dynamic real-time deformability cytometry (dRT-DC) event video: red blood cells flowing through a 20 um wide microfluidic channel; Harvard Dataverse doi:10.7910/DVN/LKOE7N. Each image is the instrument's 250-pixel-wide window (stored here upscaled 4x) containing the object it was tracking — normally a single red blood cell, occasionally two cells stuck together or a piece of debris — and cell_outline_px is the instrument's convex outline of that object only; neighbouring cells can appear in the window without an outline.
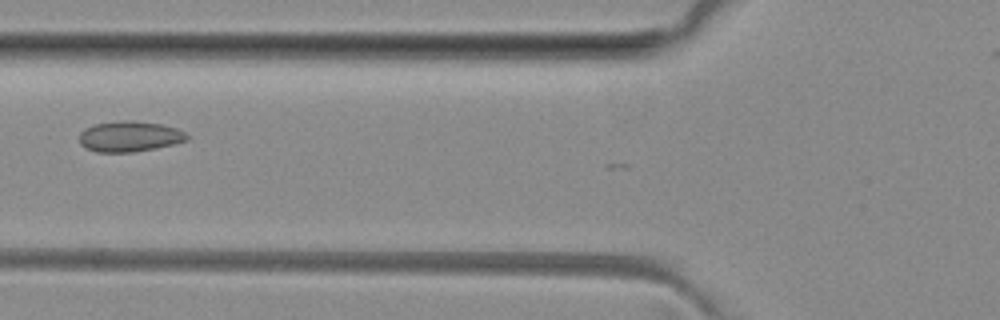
{"species": "common noctule bat (a hibernating species)", "species_latin": "Nyctalus noctula", "temperature_condition": "room temperature", "stored_images_in_passage": 2, "camera_frame_rate_fps": 3000, "um_per_image_px": 0.085, "animal": {"sex": "female", "body_mass_g": 29.2, "forearm_length_mm": 56.3}, "frame": {"image": 1, "passage_image": 2, "time_ms": 1.0, "image_size_px": [1000, 320], "cell_outline_px": [[188, 140], [172, 144], [132, 152], [96, 152], [84, 148], [80, 144], [80, 132], [84, 128], [96, 124], [124, 120], [132, 120], [160, 124], [176, 128], [184, 132], [188, 136]], "centroid_in_image_um": [10.97, 11.59], "position_along_channel_um": 114.8, "area_um2": 19.02}}